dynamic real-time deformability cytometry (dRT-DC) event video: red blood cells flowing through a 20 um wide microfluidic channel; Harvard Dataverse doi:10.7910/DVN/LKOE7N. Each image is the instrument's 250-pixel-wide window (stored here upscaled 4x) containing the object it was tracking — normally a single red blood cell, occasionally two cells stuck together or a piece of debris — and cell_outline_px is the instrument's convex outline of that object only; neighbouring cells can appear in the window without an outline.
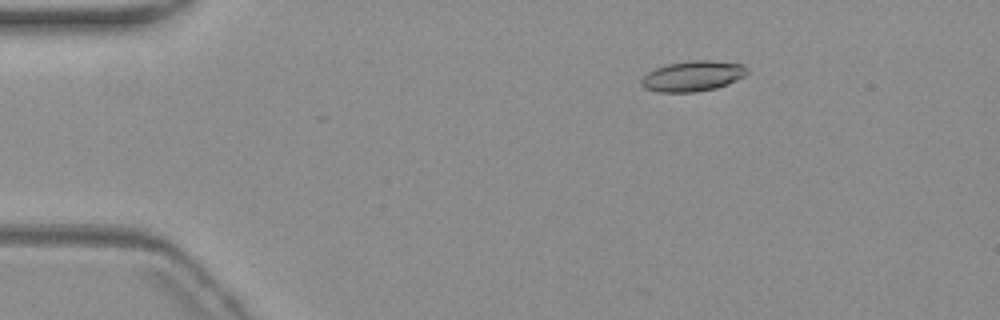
{"species": "common noctule bat (a hibernating species)", "species_latin": "Nyctalus noctula", "temperature_condition": "warm", "stored_images_in_passage": 5, "camera_frame_rate_fps": 3000, "um_per_image_px": 0.085, "animal": {"sex": "female", "body_mass_g": 19.3, "forearm_length_mm": 54.1}, "frame": {"image": 1, "passage_image": 3, "time_ms": 2.333, "image_size_px": [1000, 320], "cell_outline_px": [[748, 72], [744, 76], [728, 84], [716, 88], [696, 92], [656, 92], [644, 88], [640, 84], [640, 80], [648, 72], [656, 68], [668, 64], [688, 60], [708, 60], [744, 64], [748, 68]], "centroid_in_image_um": [58.88, 6.47], "position_along_channel_um": 26.1, "area_um2": 18.9}}